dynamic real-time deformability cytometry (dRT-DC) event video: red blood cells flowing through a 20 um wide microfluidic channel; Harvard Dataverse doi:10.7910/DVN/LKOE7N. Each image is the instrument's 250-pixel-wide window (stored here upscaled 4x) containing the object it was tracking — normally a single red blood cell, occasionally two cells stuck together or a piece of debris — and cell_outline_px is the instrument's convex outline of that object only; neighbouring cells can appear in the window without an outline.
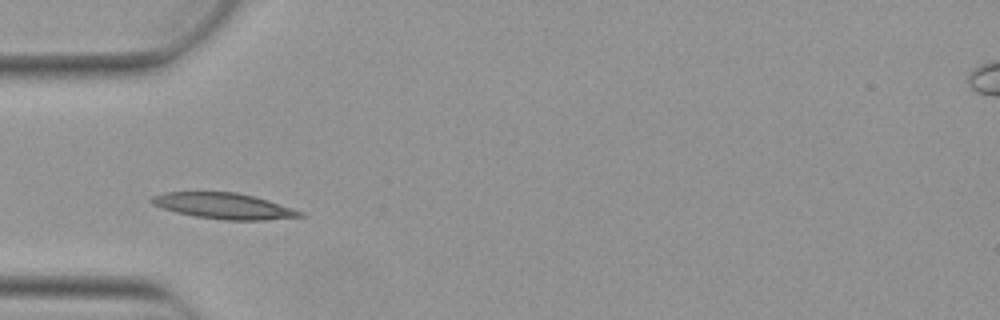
{"species": "Egyptian fruit bat (a non-hibernating species)", "species_latin": "Rousettus aegyptiacus", "temperature_condition": "warm", "stored_images_in_passage": 3, "camera_frame_rate_fps": 3000, "um_per_image_px": 0.085, "animal": {"sex": "female"}, "frame": {"image": 1, "passage_image": 1, "time_ms": 0.0, "image_size_px": [1000, 320], "cell_outline_px": [[304, 216], [264, 220], [224, 220], [196, 216], [176, 212], [152, 204], [148, 200], [152, 196], [164, 192], [236, 192], [256, 196], [304, 212]], "centroid_in_image_um": [19.02, 17.5], "position_along_channel_um": 66.0, "area_um2": 22.31}}
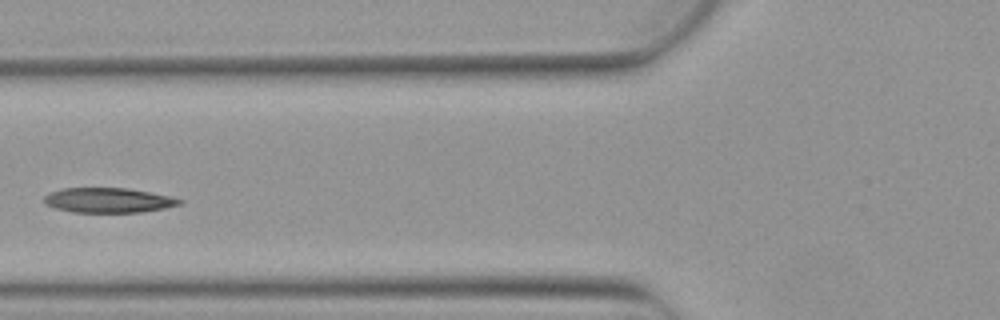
{"frame": {"image": 2, "passage_image": 2, "time_ms": 0.333, "image_size_px": [1000, 320], "cell_outline_px": [[184, 200], [180, 204], [164, 208], [140, 212], [72, 212], [56, 208], [44, 204], [44, 196], [48, 192], [60, 188], [128, 188], [172, 196]], "centroid_in_image_um": [9.18, 17.01], "position_along_channel_um": 116.6, "area_um2": 19.71}}
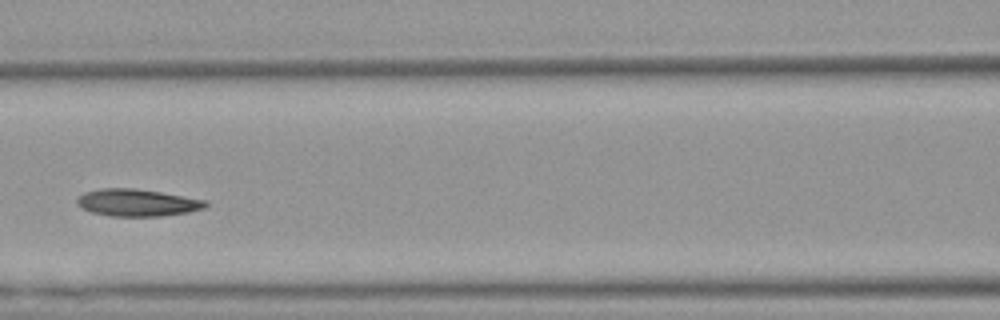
{"frame": {"image": 3, "passage_image": 3, "time_ms": 0.667, "image_size_px": [1000, 320], "cell_outline_px": [[208, 204], [204, 208], [188, 212], [164, 216], [108, 216], [92, 212], [80, 208], [76, 204], [76, 200], [84, 192], [100, 188], [136, 188], [208, 200]], "centroid_in_image_um": [11.65, 17.22], "position_along_channel_um": 154.9, "area_um2": 20.52}}